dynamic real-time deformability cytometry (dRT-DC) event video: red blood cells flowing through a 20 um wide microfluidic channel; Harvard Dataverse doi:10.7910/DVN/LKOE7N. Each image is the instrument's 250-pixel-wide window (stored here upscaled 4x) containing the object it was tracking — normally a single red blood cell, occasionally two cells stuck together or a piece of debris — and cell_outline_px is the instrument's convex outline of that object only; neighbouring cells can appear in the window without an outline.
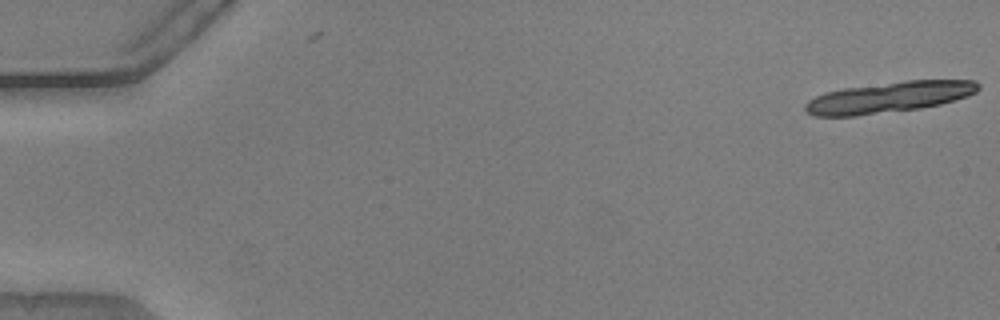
{"species": "common noctule bat (a hibernating species)", "species_latin": "Nyctalus noctula", "temperature_condition": "warm", "stored_images_in_passage": 5, "camera_frame_rate_fps": 3000, "um_per_image_px": 0.085, "animal": {"sex": "male", "body_mass_g": 20.5, "forearm_length_mm": 52.5}, "frame": {"image": 1, "passage_image": 1, "time_ms": 0.0, "image_size_px": [1000, 320], "cell_outline_px": [[980, 88], [976, 92], [968, 96], [940, 104], [920, 108], [856, 116], [812, 116], [804, 108], [804, 104], [808, 100], [824, 92], [844, 88], [908, 80], [976, 80], [980, 84]], "centroid_in_image_um": [75.56, 8.26], "position_along_channel_um": 9.4, "area_um2": 31.15}}